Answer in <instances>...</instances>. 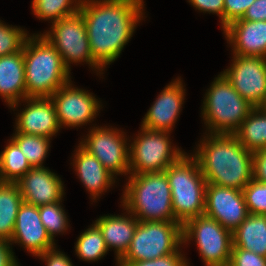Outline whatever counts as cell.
<instances>
[{"label":"cell","mask_w":266,"mask_h":266,"mask_svg":"<svg viewBox=\"0 0 266 266\" xmlns=\"http://www.w3.org/2000/svg\"><path fill=\"white\" fill-rule=\"evenodd\" d=\"M143 7V0L81 1L92 58L102 69L120 56L144 17Z\"/></svg>","instance_id":"1"},{"label":"cell","mask_w":266,"mask_h":266,"mask_svg":"<svg viewBox=\"0 0 266 266\" xmlns=\"http://www.w3.org/2000/svg\"><path fill=\"white\" fill-rule=\"evenodd\" d=\"M192 156L209 184L243 190L253 179V152L246 150L234 134L208 132Z\"/></svg>","instance_id":"2"},{"label":"cell","mask_w":266,"mask_h":266,"mask_svg":"<svg viewBox=\"0 0 266 266\" xmlns=\"http://www.w3.org/2000/svg\"><path fill=\"white\" fill-rule=\"evenodd\" d=\"M27 97H51L71 81L59 52L42 35H32L23 46Z\"/></svg>","instance_id":"3"},{"label":"cell","mask_w":266,"mask_h":266,"mask_svg":"<svg viewBox=\"0 0 266 266\" xmlns=\"http://www.w3.org/2000/svg\"><path fill=\"white\" fill-rule=\"evenodd\" d=\"M121 204L138 221H177L165 171L130 174Z\"/></svg>","instance_id":"4"},{"label":"cell","mask_w":266,"mask_h":266,"mask_svg":"<svg viewBox=\"0 0 266 266\" xmlns=\"http://www.w3.org/2000/svg\"><path fill=\"white\" fill-rule=\"evenodd\" d=\"M165 173L171 188L175 219L183 225L189 219L204 215L207 182L197 160L184 153Z\"/></svg>","instance_id":"5"},{"label":"cell","mask_w":266,"mask_h":266,"mask_svg":"<svg viewBox=\"0 0 266 266\" xmlns=\"http://www.w3.org/2000/svg\"><path fill=\"white\" fill-rule=\"evenodd\" d=\"M201 113L209 134H234L254 108L220 73L205 93Z\"/></svg>","instance_id":"6"},{"label":"cell","mask_w":266,"mask_h":266,"mask_svg":"<svg viewBox=\"0 0 266 266\" xmlns=\"http://www.w3.org/2000/svg\"><path fill=\"white\" fill-rule=\"evenodd\" d=\"M182 244L178 221H139L128 251L117 264L160 258L177 252Z\"/></svg>","instance_id":"7"},{"label":"cell","mask_w":266,"mask_h":266,"mask_svg":"<svg viewBox=\"0 0 266 266\" xmlns=\"http://www.w3.org/2000/svg\"><path fill=\"white\" fill-rule=\"evenodd\" d=\"M183 244L194 240L206 266H228L233 246L232 232L215 219L200 215L182 225Z\"/></svg>","instance_id":"8"},{"label":"cell","mask_w":266,"mask_h":266,"mask_svg":"<svg viewBox=\"0 0 266 266\" xmlns=\"http://www.w3.org/2000/svg\"><path fill=\"white\" fill-rule=\"evenodd\" d=\"M170 133L141 127L129 145V174L163 172L175 163L185 152L171 146Z\"/></svg>","instance_id":"9"},{"label":"cell","mask_w":266,"mask_h":266,"mask_svg":"<svg viewBox=\"0 0 266 266\" xmlns=\"http://www.w3.org/2000/svg\"><path fill=\"white\" fill-rule=\"evenodd\" d=\"M51 26V30L42 35L59 52L69 71L71 63L85 61L101 74L103 69L92 58L84 18L80 12L53 22Z\"/></svg>","instance_id":"10"},{"label":"cell","mask_w":266,"mask_h":266,"mask_svg":"<svg viewBox=\"0 0 266 266\" xmlns=\"http://www.w3.org/2000/svg\"><path fill=\"white\" fill-rule=\"evenodd\" d=\"M117 128L92 127L80 145L96 157L112 175H128L130 146L124 132ZM128 146H127V145ZM116 174V175H115Z\"/></svg>","instance_id":"11"},{"label":"cell","mask_w":266,"mask_h":266,"mask_svg":"<svg viewBox=\"0 0 266 266\" xmlns=\"http://www.w3.org/2000/svg\"><path fill=\"white\" fill-rule=\"evenodd\" d=\"M222 74L243 99L254 107H266V58L233 55Z\"/></svg>","instance_id":"12"},{"label":"cell","mask_w":266,"mask_h":266,"mask_svg":"<svg viewBox=\"0 0 266 266\" xmlns=\"http://www.w3.org/2000/svg\"><path fill=\"white\" fill-rule=\"evenodd\" d=\"M72 81L60 87L50 98L60 127H80L90 123L101 109L100 101L86 90L73 87Z\"/></svg>","instance_id":"13"},{"label":"cell","mask_w":266,"mask_h":266,"mask_svg":"<svg viewBox=\"0 0 266 266\" xmlns=\"http://www.w3.org/2000/svg\"><path fill=\"white\" fill-rule=\"evenodd\" d=\"M204 215L233 232L249 215L242 190L207 183Z\"/></svg>","instance_id":"14"},{"label":"cell","mask_w":266,"mask_h":266,"mask_svg":"<svg viewBox=\"0 0 266 266\" xmlns=\"http://www.w3.org/2000/svg\"><path fill=\"white\" fill-rule=\"evenodd\" d=\"M10 243L20 244L36 257L56 248L54 240L42 224L39 207L24 201L19 206Z\"/></svg>","instance_id":"15"},{"label":"cell","mask_w":266,"mask_h":266,"mask_svg":"<svg viewBox=\"0 0 266 266\" xmlns=\"http://www.w3.org/2000/svg\"><path fill=\"white\" fill-rule=\"evenodd\" d=\"M185 89L178 77L157 96L143 118L141 127L153 131L171 132L184 103Z\"/></svg>","instance_id":"16"},{"label":"cell","mask_w":266,"mask_h":266,"mask_svg":"<svg viewBox=\"0 0 266 266\" xmlns=\"http://www.w3.org/2000/svg\"><path fill=\"white\" fill-rule=\"evenodd\" d=\"M28 103L16 118V132L45 136L51 139L61 128L50 97H27Z\"/></svg>","instance_id":"17"},{"label":"cell","mask_w":266,"mask_h":266,"mask_svg":"<svg viewBox=\"0 0 266 266\" xmlns=\"http://www.w3.org/2000/svg\"><path fill=\"white\" fill-rule=\"evenodd\" d=\"M22 200L37 207L62 201L64 186L59 176L47 167L31 168L16 182Z\"/></svg>","instance_id":"18"},{"label":"cell","mask_w":266,"mask_h":266,"mask_svg":"<svg viewBox=\"0 0 266 266\" xmlns=\"http://www.w3.org/2000/svg\"><path fill=\"white\" fill-rule=\"evenodd\" d=\"M233 55L266 58V21L238 19L223 29Z\"/></svg>","instance_id":"19"},{"label":"cell","mask_w":266,"mask_h":266,"mask_svg":"<svg viewBox=\"0 0 266 266\" xmlns=\"http://www.w3.org/2000/svg\"><path fill=\"white\" fill-rule=\"evenodd\" d=\"M0 96L13 109L26 98L23 49L0 57Z\"/></svg>","instance_id":"20"},{"label":"cell","mask_w":266,"mask_h":266,"mask_svg":"<svg viewBox=\"0 0 266 266\" xmlns=\"http://www.w3.org/2000/svg\"><path fill=\"white\" fill-rule=\"evenodd\" d=\"M75 152L73 166L77 176L90 193L91 198L97 200L96 198L106 192L112 184L114 185L116 177L80 144Z\"/></svg>","instance_id":"21"},{"label":"cell","mask_w":266,"mask_h":266,"mask_svg":"<svg viewBox=\"0 0 266 266\" xmlns=\"http://www.w3.org/2000/svg\"><path fill=\"white\" fill-rule=\"evenodd\" d=\"M127 214L129 216L105 215L94 222L102 232L107 249L114 248L117 262L128 251L139 222L133 214Z\"/></svg>","instance_id":"22"},{"label":"cell","mask_w":266,"mask_h":266,"mask_svg":"<svg viewBox=\"0 0 266 266\" xmlns=\"http://www.w3.org/2000/svg\"><path fill=\"white\" fill-rule=\"evenodd\" d=\"M233 246L266 257V215L249 214L232 232Z\"/></svg>","instance_id":"23"},{"label":"cell","mask_w":266,"mask_h":266,"mask_svg":"<svg viewBox=\"0 0 266 266\" xmlns=\"http://www.w3.org/2000/svg\"><path fill=\"white\" fill-rule=\"evenodd\" d=\"M234 136L246 150L266 149V107H254Z\"/></svg>","instance_id":"24"},{"label":"cell","mask_w":266,"mask_h":266,"mask_svg":"<svg viewBox=\"0 0 266 266\" xmlns=\"http://www.w3.org/2000/svg\"><path fill=\"white\" fill-rule=\"evenodd\" d=\"M22 202L17 183L0 182V240L10 242Z\"/></svg>","instance_id":"25"},{"label":"cell","mask_w":266,"mask_h":266,"mask_svg":"<svg viewBox=\"0 0 266 266\" xmlns=\"http://www.w3.org/2000/svg\"><path fill=\"white\" fill-rule=\"evenodd\" d=\"M31 168L22 150L10 139L5 149L0 153V181L16 183Z\"/></svg>","instance_id":"26"},{"label":"cell","mask_w":266,"mask_h":266,"mask_svg":"<svg viewBox=\"0 0 266 266\" xmlns=\"http://www.w3.org/2000/svg\"><path fill=\"white\" fill-rule=\"evenodd\" d=\"M107 251L109 250L102 232L95 223L80 234L75 244V252L79 259L88 262L98 261L106 255Z\"/></svg>","instance_id":"27"},{"label":"cell","mask_w":266,"mask_h":266,"mask_svg":"<svg viewBox=\"0 0 266 266\" xmlns=\"http://www.w3.org/2000/svg\"><path fill=\"white\" fill-rule=\"evenodd\" d=\"M82 0H32V10L37 18L52 23L79 12Z\"/></svg>","instance_id":"28"},{"label":"cell","mask_w":266,"mask_h":266,"mask_svg":"<svg viewBox=\"0 0 266 266\" xmlns=\"http://www.w3.org/2000/svg\"><path fill=\"white\" fill-rule=\"evenodd\" d=\"M13 135L11 139L22 150V153L26 156L31 167H44L42 164L49 151L50 138L23 134L16 131Z\"/></svg>","instance_id":"29"},{"label":"cell","mask_w":266,"mask_h":266,"mask_svg":"<svg viewBox=\"0 0 266 266\" xmlns=\"http://www.w3.org/2000/svg\"><path fill=\"white\" fill-rule=\"evenodd\" d=\"M62 201L39 206L40 219L50 237L54 240L56 234L64 233L68 229V218Z\"/></svg>","instance_id":"30"},{"label":"cell","mask_w":266,"mask_h":266,"mask_svg":"<svg viewBox=\"0 0 266 266\" xmlns=\"http://www.w3.org/2000/svg\"><path fill=\"white\" fill-rule=\"evenodd\" d=\"M27 38L26 30L5 25L0 20V57L21 51Z\"/></svg>","instance_id":"31"},{"label":"cell","mask_w":266,"mask_h":266,"mask_svg":"<svg viewBox=\"0 0 266 266\" xmlns=\"http://www.w3.org/2000/svg\"><path fill=\"white\" fill-rule=\"evenodd\" d=\"M242 192L249 214L266 215V183L252 179Z\"/></svg>","instance_id":"32"},{"label":"cell","mask_w":266,"mask_h":266,"mask_svg":"<svg viewBox=\"0 0 266 266\" xmlns=\"http://www.w3.org/2000/svg\"><path fill=\"white\" fill-rule=\"evenodd\" d=\"M228 266H266V257L249 250L232 247Z\"/></svg>","instance_id":"33"},{"label":"cell","mask_w":266,"mask_h":266,"mask_svg":"<svg viewBox=\"0 0 266 266\" xmlns=\"http://www.w3.org/2000/svg\"><path fill=\"white\" fill-rule=\"evenodd\" d=\"M180 250L153 260L128 262L127 264H118V266H189V262Z\"/></svg>","instance_id":"34"},{"label":"cell","mask_w":266,"mask_h":266,"mask_svg":"<svg viewBox=\"0 0 266 266\" xmlns=\"http://www.w3.org/2000/svg\"><path fill=\"white\" fill-rule=\"evenodd\" d=\"M255 0H224V28L241 19Z\"/></svg>","instance_id":"35"},{"label":"cell","mask_w":266,"mask_h":266,"mask_svg":"<svg viewBox=\"0 0 266 266\" xmlns=\"http://www.w3.org/2000/svg\"><path fill=\"white\" fill-rule=\"evenodd\" d=\"M197 10L217 14L221 20V27L224 29V0H188Z\"/></svg>","instance_id":"36"},{"label":"cell","mask_w":266,"mask_h":266,"mask_svg":"<svg viewBox=\"0 0 266 266\" xmlns=\"http://www.w3.org/2000/svg\"><path fill=\"white\" fill-rule=\"evenodd\" d=\"M253 180L266 183V149L253 152Z\"/></svg>","instance_id":"37"},{"label":"cell","mask_w":266,"mask_h":266,"mask_svg":"<svg viewBox=\"0 0 266 266\" xmlns=\"http://www.w3.org/2000/svg\"><path fill=\"white\" fill-rule=\"evenodd\" d=\"M241 19L246 21H266V0H255Z\"/></svg>","instance_id":"38"},{"label":"cell","mask_w":266,"mask_h":266,"mask_svg":"<svg viewBox=\"0 0 266 266\" xmlns=\"http://www.w3.org/2000/svg\"><path fill=\"white\" fill-rule=\"evenodd\" d=\"M55 249L48 250L38 257L44 260L47 266H73L68 256Z\"/></svg>","instance_id":"39"},{"label":"cell","mask_w":266,"mask_h":266,"mask_svg":"<svg viewBox=\"0 0 266 266\" xmlns=\"http://www.w3.org/2000/svg\"><path fill=\"white\" fill-rule=\"evenodd\" d=\"M10 245L9 241L0 240V266H19Z\"/></svg>","instance_id":"40"}]
</instances>
